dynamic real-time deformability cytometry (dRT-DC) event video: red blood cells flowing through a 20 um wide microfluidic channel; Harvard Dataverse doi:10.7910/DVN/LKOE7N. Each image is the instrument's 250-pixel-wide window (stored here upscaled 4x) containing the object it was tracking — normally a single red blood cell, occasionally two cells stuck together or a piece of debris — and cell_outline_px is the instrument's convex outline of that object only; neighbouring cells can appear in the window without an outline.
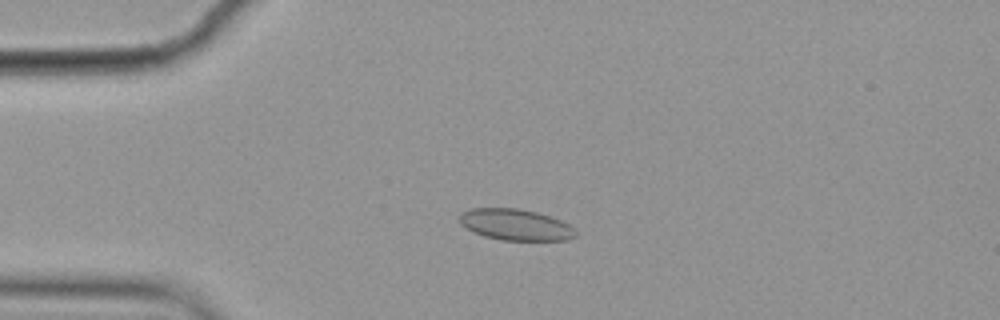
{"species": "common noctule bat (a hibernating species)", "species_latin": "Nyctalus noctula", "temperature_condition": "cold", "stored_images_in_passage": 5, "camera_frame_rate_fps": 3000, "um_per_image_px": 0.085, "animal": {"sex": "female", "body_mass_g": 19.9}, "frame": {"image": 1, "passage_image": 4, "time_ms": 1.0, "image_size_px": [1000, 320], "cell_outline_px": [[576, 236], [568, 240], [500, 240], [484, 236], [472, 232], [460, 224], [456, 220], [460, 212], [472, 208], [516, 208], [536, 212], [560, 220], [568, 224], [576, 232]], "centroid_in_image_um": [43.74, 19.1], "position_along_channel_um": 41.3, "area_um2": 21.27}}